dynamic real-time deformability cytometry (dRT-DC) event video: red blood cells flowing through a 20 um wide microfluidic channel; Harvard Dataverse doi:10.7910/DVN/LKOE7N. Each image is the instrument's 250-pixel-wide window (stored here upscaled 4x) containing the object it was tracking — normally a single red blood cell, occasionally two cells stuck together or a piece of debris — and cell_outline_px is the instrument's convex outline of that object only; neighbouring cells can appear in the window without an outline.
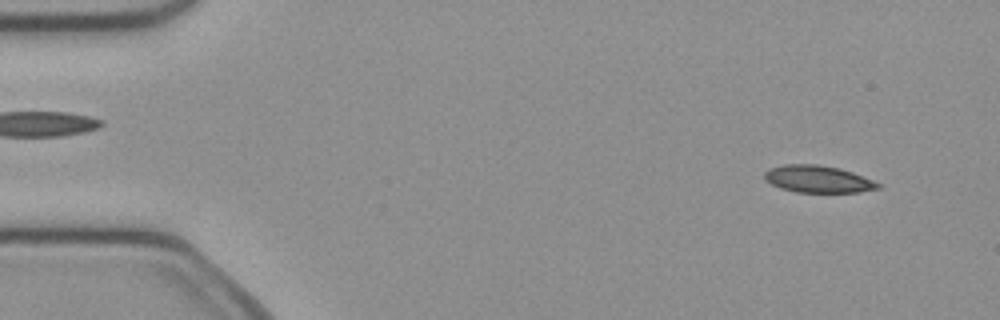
{"species": "common noctule bat (a hibernating species)", "species_latin": "Nyctalus noctula", "temperature_condition": "cold", "stored_images_in_passage": 49, "camera_frame_rate_fps": 3000, "um_per_image_px": 0.085, "animal": {"sex": "female", "body_mass_g": 21.9}, "frame": {"image": 1, "passage_image": 3, "time_ms": 0.667, "image_size_px": [1000, 320], "cell_outline_px": [[880, 188], [860, 192], [796, 192], [780, 188], [764, 180], [764, 172], [772, 168], [784, 164], [816, 164], [840, 168], [852, 172], [872, 180], [880, 184]], "centroid_in_image_um": [69.51, 15.22], "position_along_channel_um": 15.5, "area_um2": 17.86}}
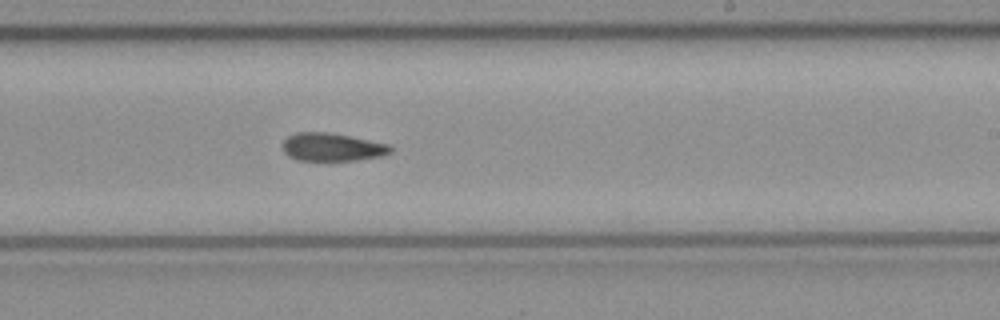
{"frame": {"image": 2, "passage_image": 29, "time_ms": 9.333, "image_size_px": [1000, 320], "cell_outline_px": [[392, 152], [380, 156], [356, 160], [328, 164], [296, 160], [288, 156], [284, 152], [284, 140], [288, 136], [296, 132], [328, 132], [388, 144], [392, 148]], "centroid_in_image_um": [28.19, 12.56], "position_along_channel_um": 260.8, "area_um2": 18.26}}
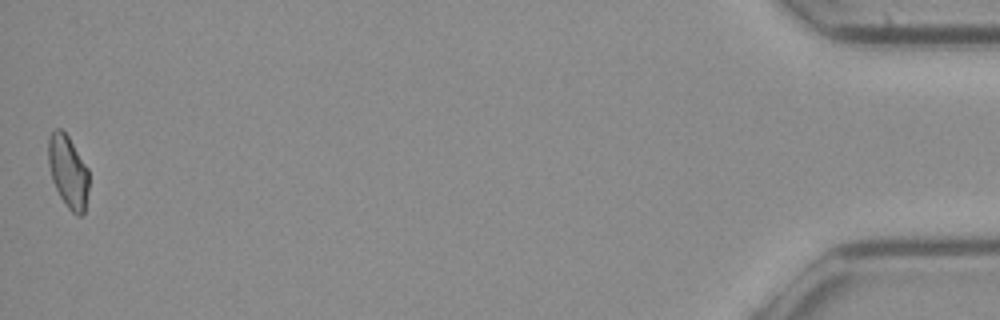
{"frame": {"image": 3, "passage_image": 49, "time_ms": 16.0, "image_size_px": [1000, 320], "cell_outline_px": [[88, 188], [84, 212], [80, 216], [76, 216], [68, 208], [60, 196], [52, 180], [48, 164], [48, 136], [56, 128], [60, 128], [68, 136], [88, 168]], "centroid_in_image_um": [5.78, 14.57], "position_along_channel_um": 429.4, "area_um2": 17.05}, "authors_computed_cell_mechanics": {"area_um2": 18.207, "velocity_mm_per_s": 4.0292, "shape_relaxation_time_tau1_ms": 5.3314, "shape_relaxation_time_tau2_ms": 5.4693, "deformation_change_tau1": 0.1334, "deformation_change_tau2": 0.1244}}